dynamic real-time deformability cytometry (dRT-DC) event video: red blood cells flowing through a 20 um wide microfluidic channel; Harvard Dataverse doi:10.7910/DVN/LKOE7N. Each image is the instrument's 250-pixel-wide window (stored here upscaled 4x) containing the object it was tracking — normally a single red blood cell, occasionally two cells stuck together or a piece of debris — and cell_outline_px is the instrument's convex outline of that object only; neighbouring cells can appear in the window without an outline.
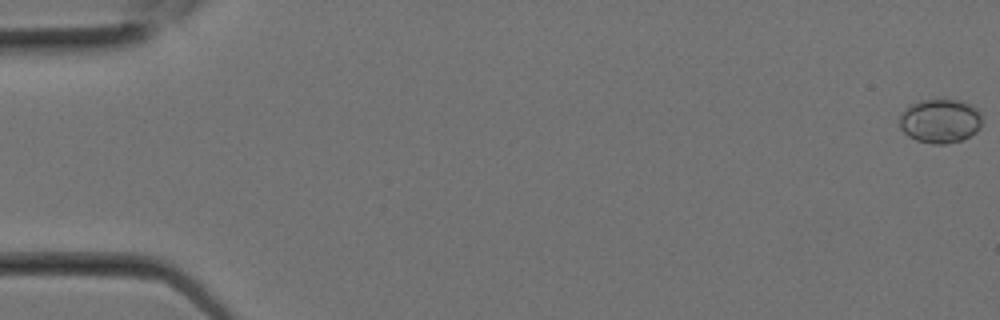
{"species": "Egyptian fruit bat (a non-hibernating species)", "species_latin": "Rousettus aegyptiacus", "temperature_condition": "room temperature", "stored_images_in_passage": 2, "segment_of_instrument_passage": [2, 2], "camera_frame_rate_fps": 3000, "um_per_image_px": 0.085, "animal": {"sex": "female"}, "frame": {"image": 1, "passage_image": 2, "time_ms": 0.333, "image_size_px": [1000, 320], "cell_outline_px": [[980, 128], [976, 132], [960, 140], [944, 144], [932, 144], [916, 140], [908, 136], [900, 128], [900, 116], [912, 104], [920, 100], [944, 96], [960, 100], [976, 108], [980, 112]], "centroid_in_image_um": [79.91, 10.24], "position_along_channel_um": 5.1, "area_um2": 21.44}}